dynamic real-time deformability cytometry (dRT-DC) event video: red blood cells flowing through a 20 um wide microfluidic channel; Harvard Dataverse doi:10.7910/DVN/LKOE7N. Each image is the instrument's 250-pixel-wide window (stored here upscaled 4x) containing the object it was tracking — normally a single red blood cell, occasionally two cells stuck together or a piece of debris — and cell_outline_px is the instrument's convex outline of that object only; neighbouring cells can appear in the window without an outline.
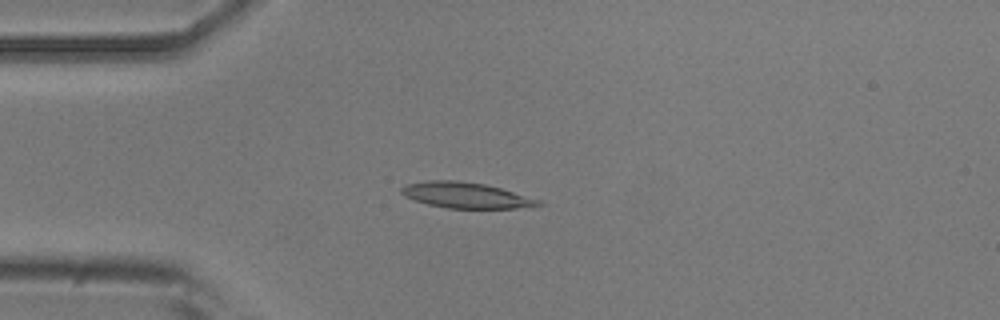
{"species": "common noctule bat (a hibernating species)", "species_latin": "Nyctalus noctula", "temperature_condition": "room temperature", "stored_images_in_passage": 6, "camera_frame_rate_fps": 3000, "um_per_image_px": 0.085, "animal": {"sex": "male", "body_mass_g": 20.5, "forearm_length_mm": 52.5}, "frame": {"image": 1, "passage_image": 2, "time_ms": 0.333, "image_size_px": [1000, 320], "cell_outline_px": [[544, 204], [516, 208], [448, 208], [428, 204], [404, 196], [400, 192], [400, 188], [408, 184], [428, 180], [460, 180], [484, 184], [500, 188], [544, 200]], "centroid_in_image_um": [39.63, 16.59], "position_along_channel_um": 45.4, "area_um2": 20.52}}
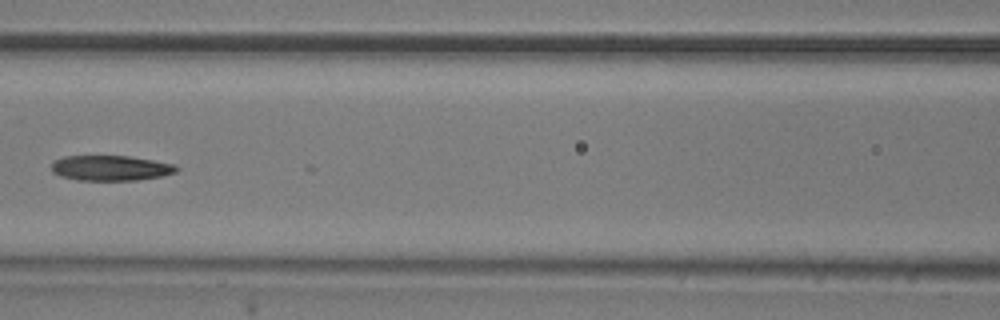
{"frame": {"image": 2, "passage_image": 5, "time_ms": 1.333, "image_size_px": [1000, 320], "cell_outline_px": [[180, 168], [176, 172], [160, 176], [136, 180], [76, 180], [60, 176], [52, 172], [52, 164], [56, 160], [64, 156], [128, 156], [176, 164]], "centroid_in_image_um": [9.41, 14.28], "position_along_channel_um": 157.2, "area_um2": 18.32}}
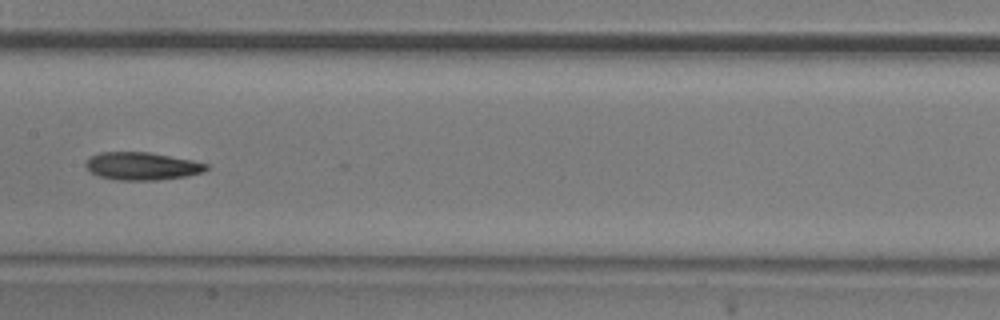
{"frame": {"image": 3, "passage_image": 6, "time_ms": 1.667, "image_size_px": [1000, 320], "cell_outline_px": [[208, 168], [200, 172], [184, 176], [156, 180], [120, 180], [100, 176], [92, 172], [84, 164], [92, 156], [100, 152], [148, 152], [192, 160], [208, 164]], "centroid_in_image_um": [12.06, 14.11], "position_along_channel_um": 195.3, "area_um2": 19.07}}